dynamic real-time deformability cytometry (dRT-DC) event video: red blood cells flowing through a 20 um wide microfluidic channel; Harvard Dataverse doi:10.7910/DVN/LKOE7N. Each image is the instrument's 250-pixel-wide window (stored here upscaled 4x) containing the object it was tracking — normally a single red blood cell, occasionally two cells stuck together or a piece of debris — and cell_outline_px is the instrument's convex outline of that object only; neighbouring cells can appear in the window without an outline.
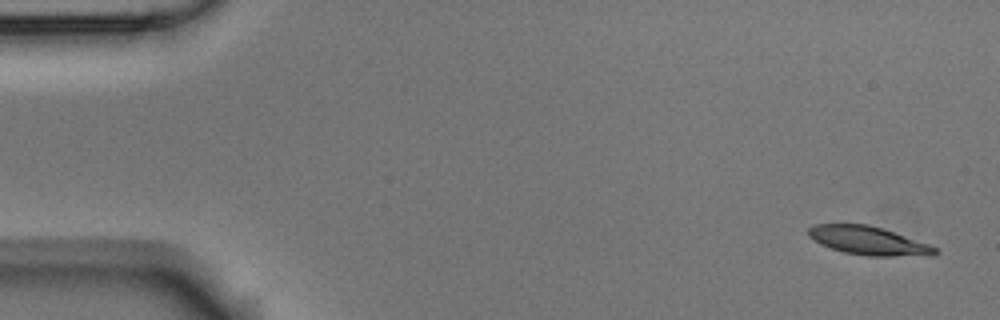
{"species": "Egyptian fruit bat (a non-hibernating species)", "species_latin": "Rousettus aegyptiacus", "temperature_condition": "room temperature", "stored_images_in_passage": 3, "segment_of_instrument_passage": [2, 2], "camera_frame_rate_fps": 3000, "um_per_image_px": 0.085, "animal": {"sex": "male"}, "frame": {"image": 1, "passage_image": 3, "time_ms": 3.333, "image_size_px": [1000, 320], "cell_outline_px": [[936, 256], [868, 256], [844, 252], [820, 244], [808, 236], [808, 228], [812, 224], [868, 224], [928, 244], [936, 248]], "centroid_in_image_um": [73.78, 20.46], "position_along_channel_um": 11.2, "area_um2": 20.81}}